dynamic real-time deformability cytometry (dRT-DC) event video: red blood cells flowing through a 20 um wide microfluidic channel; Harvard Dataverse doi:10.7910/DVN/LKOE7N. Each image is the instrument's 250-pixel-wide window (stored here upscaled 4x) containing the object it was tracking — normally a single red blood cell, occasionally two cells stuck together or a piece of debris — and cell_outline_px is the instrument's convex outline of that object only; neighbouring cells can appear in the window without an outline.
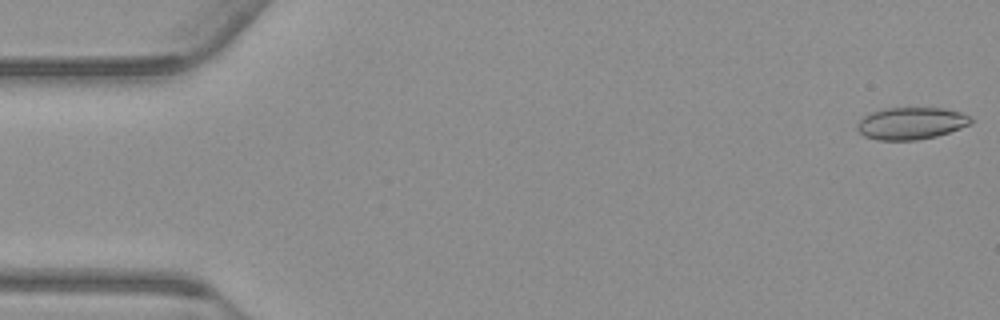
{"species": "common noctule bat (a hibernating species)", "species_latin": "Nyctalus noctula", "temperature_condition": "warm", "stored_images_in_passage": 36, "camera_frame_rate_fps": 3000, "um_per_image_px": 0.085, "animal": {"sex": "male", "body_mass_g": 23.1, "forearm_length_mm": 52.7}, "frame": {"image": 1, "passage_image": 1, "time_ms": 0.0, "image_size_px": [1000, 320], "cell_outline_px": [[972, 124], [936, 136], [916, 140], [876, 140], [864, 136], [856, 128], [856, 124], [864, 116], [872, 112], [884, 108], [944, 108], [960, 112], [972, 116]], "centroid_in_image_um": [77.45, 10.48], "position_along_channel_um": 7.6, "area_um2": 21.33}}
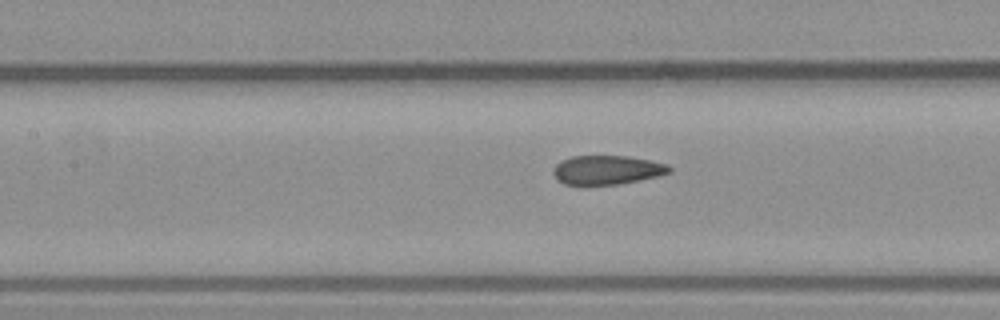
{"frame": {"image": 2, "passage_image": 24, "time_ms": 7.667, "image_size_px": [1000, 320], "cell_outline_px": [[672, 172], [660, 176], [620, 184], [584, 188], [564, 184], [552, 172], [556, 164], [560, 160], [572, 156], [628, 156], [652, 160], [668, 164], [672, 168]], "centroid_in_image_um": [51.6, 14.48], "position_along_channel_um": 155.8, "area_um2": 20.52}}
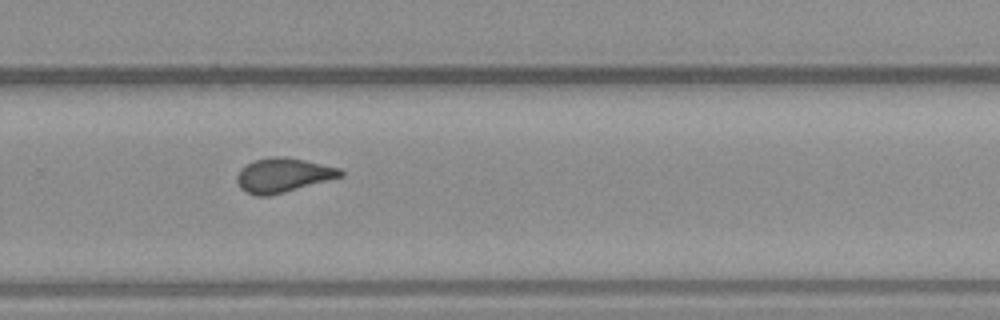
{"frame": {"image": 3, "passage_image": 36, "time_ms": 11.667, "image_size_px": [1000, 320], "cell_outline_px": [[344, 176], [284, 192], [268, 196], [256, 196], [240, 188], [236, 180], [236, 176], [240, 168], [244, 164], [256, 160], [272, 156], [284, 156], [304, 160], [340, 168], [344, 172]], "centroid_in_image_um": [24.04, 14.88], "position_along_channel_um": 305.8, "area_um2": 20.69}}